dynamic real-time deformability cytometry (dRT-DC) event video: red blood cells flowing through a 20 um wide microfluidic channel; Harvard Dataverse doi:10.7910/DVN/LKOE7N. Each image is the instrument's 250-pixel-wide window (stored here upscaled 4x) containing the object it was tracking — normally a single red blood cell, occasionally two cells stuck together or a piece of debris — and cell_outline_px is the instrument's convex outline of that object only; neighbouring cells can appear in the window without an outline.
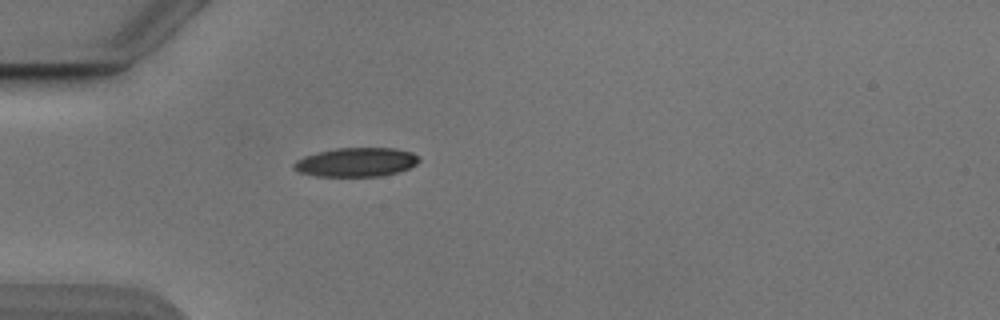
{"species": "Egyptian fruit bat (a non-hibernating species)", "species_latin": "Rousettus aegyptiacus", "temperature_condition": "cold", "stored_images_in_passage": 13, "camera_frame_rate_fps": 3000, "um_per_image_px": 0.085, "animal": {"sex": "male"}, "frame": {"image": 1, "passage_image": 1, "time_ms": 0.0, "image_size_px": [1000, 320], "cell_outline_px": [[420, 160], [416, 164], [408, 168], [396, 172], [380, 176], [316, 176], [300, 172], [292, 168], [292, 164], [296, 160], [304, 156], [336, 148], [396, 148], [412, 152], [420, 156]], "centroid_in_image_um": [30.28, 13.78], "position_along_channel_um": 54.7, "area_um2": 21.1}}
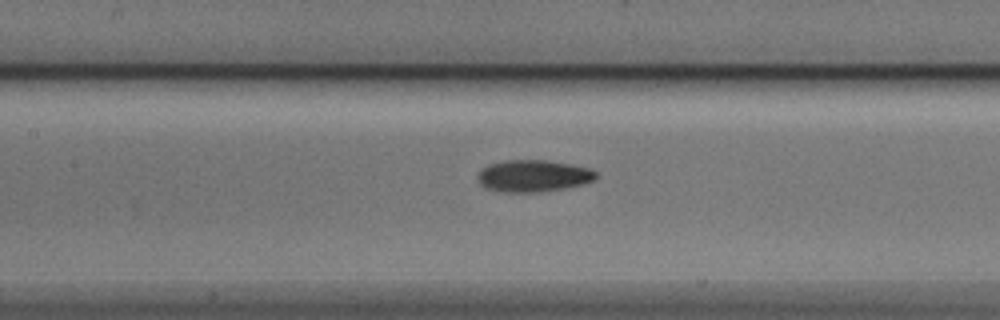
{"frame": {"image": 2, "passage_image": 10, "time_ms": 3.0, "image_size_px": [1000, 320], "cell_outline_px": [[596, 180], [564, 188], [540, 192], [500, 192], [484, 188], [480, 184], [476, 176], [480, 168], [488, 164], [508, 160], [548, 160], [572, 164], [588, 168], [596, 172]], "centroid_in_image_um": [45.27, 14.95], "position_along_channel_um": 162.1, "area_um2": 22.2}}
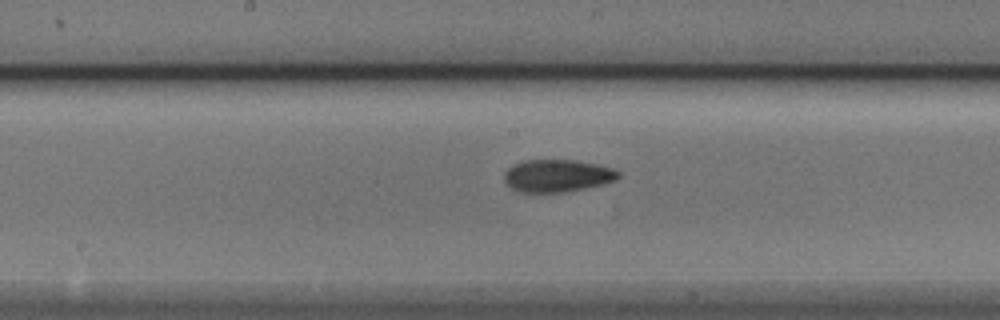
{"frame": {"image": 3, "passage_image": 13, "time_ms": 4.0, "image_size_px": [1000, 320], "cell_outline_px": [[620, 176], [616, 180], [604, 184], [564, 192], [520, 192], [504, 184], [504, 172], [508, 168], [524, 160], [576, 160], [596, 164], [612, 168], [620, 172]], "centroid_in_image_um": [47.36, 14.94], "position_along_channel_um": 200.8, "area_um2": 21.62}}